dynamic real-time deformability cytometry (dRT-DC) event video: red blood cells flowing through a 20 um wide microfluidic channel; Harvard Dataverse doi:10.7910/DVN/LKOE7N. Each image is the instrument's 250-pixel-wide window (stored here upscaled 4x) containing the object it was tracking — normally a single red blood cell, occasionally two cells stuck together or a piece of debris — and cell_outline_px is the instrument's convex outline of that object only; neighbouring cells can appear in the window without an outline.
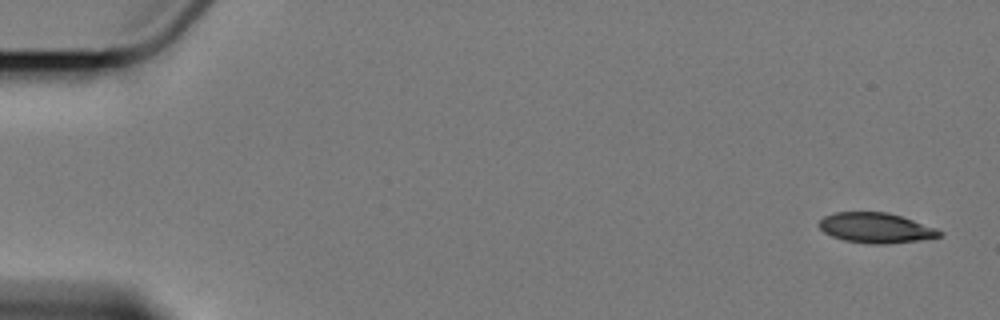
{"species": "Egyptian fruit bat (a non-hibernating species)", "species_latin": "Rousettus aegyptiacus", "temperature_condition": "cold", "stored_images_in_passage": 9, "camera_frame_rate_fps": 3000, "um_per_image_px": 0.085, "animal": {"sex": "female"}, "frame": {"image": 1, "passage_image": 1, "time_ms": 0.0, "image_size_px": [1000, 320], "cell_outline_px": [[944, 232], [940, 236], [916, 240], [888, 244], [872, 244], [844, 240], [832, 236], [824, 232], [816, 224], [824, 216], [836, 212], [888, 212], [936, 228]], "centroid_in_image_um": [74.4, 19.36], "position_along_channel_um": 10.6, "area_um2": 20.98}}
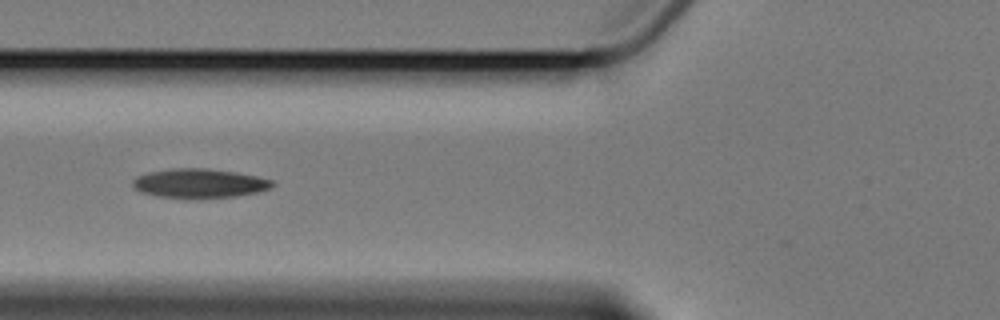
{"frame": {"image": 2, "passage_image": 6, "time_ms": 7.0, "image_size_px": [1000, 320], "cell_outline_px": [[276, 184], [268, 188], [256, 192], [232, 196], [156, 196], [140, 192], [132, 184], [132, 180], [136, 176], [148, 172], [172, 168], [208, 168], [236, 172], [256, 176], [272, 180]], "centroid_in_image_um": [16.91, 15.54], "position_along_channel_um": 108.9, "area_um2": 23.0}}
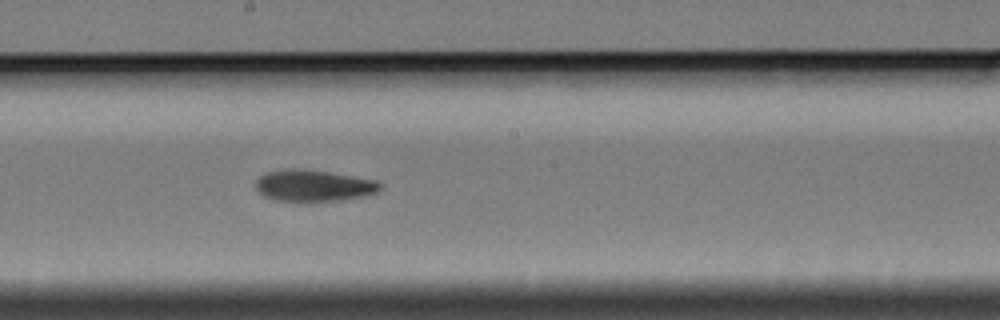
{"frame": {"image": 3, "passage_image": 9, "time_ms": 10.333, "image_size_px": [1000, 320], "cell_outline_px": [[384, 188], [376, 192], [364, 196], [340, 200], [272, 200], [264, 196], [256, 188], [256, 180], [260, 176], [268, 172], [288, 168], [308, 168], [376, 180], [384, 184]], "centroid_in_image_um": [26.7, 15.75], "position_along_channel_um": 221.5, "area_um2": 22.89}}